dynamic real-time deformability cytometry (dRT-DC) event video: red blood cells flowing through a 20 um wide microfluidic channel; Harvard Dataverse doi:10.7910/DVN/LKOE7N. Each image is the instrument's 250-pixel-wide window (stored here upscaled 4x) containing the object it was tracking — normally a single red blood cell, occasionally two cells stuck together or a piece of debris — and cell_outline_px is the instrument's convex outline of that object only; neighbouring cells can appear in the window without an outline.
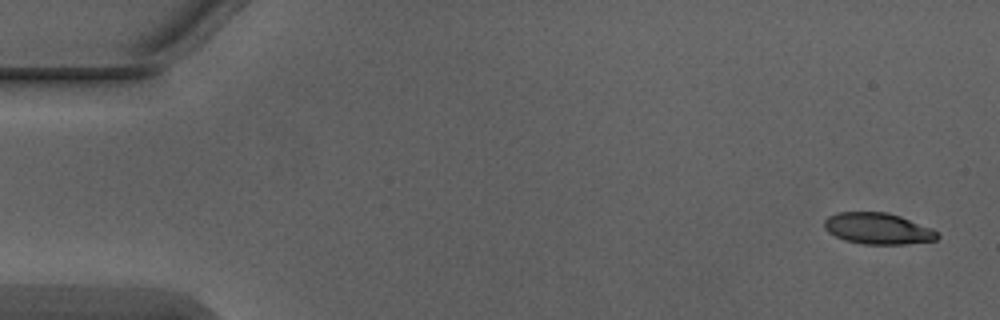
{"species": "Egyptian fruit bat (a non-hibernating species)", "species_latin": "Rousettus aegyptiacus", "temperature_condition": "warm", "stored_images_in_passage": 5, "camera_frame_rate_fps": 3000, "um_per_image_px": 0.085, "animal": {"sex": "male"}, "frame": {"image": 1, "passage_image": 1, "time_ms": 0.0, "image_size_px": [1000, 320], "cell_outline_px": [[940, 236], [936, 240], [904, 244], [864, 244], [844, 240], [828, 232], [824, 228], [824, 220], [828, 216], [836, 212], [888, 212], [900, 216], [932, 228]], "centroid_in_image_um": [74.6, 19.42], "position_along_channel_um": 10.4, "area_um2": 20.63}}
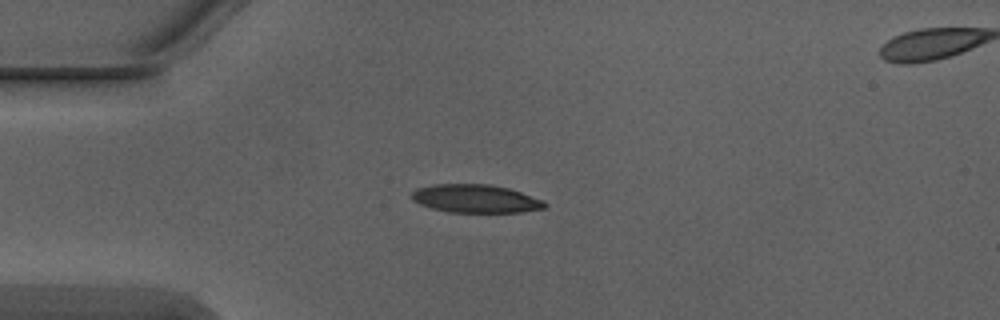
{"frame": {"image": 2, "passage_image": 4, "time_ms": 1.0, "image_size_px": [1000, 320], "cell_outline_px": [[548, 204], [544, 208], [520, 212], [452, 212], [432, 208], [420, 204], [412, 200], [412, 192], [416, 188], [432, 184], [488, 184], [508, 188], [544, 200]], "centroid_in_image_um": [40.42, 16.88], "position_along_channel_um": 44.6, "area_um2": 21.79}}